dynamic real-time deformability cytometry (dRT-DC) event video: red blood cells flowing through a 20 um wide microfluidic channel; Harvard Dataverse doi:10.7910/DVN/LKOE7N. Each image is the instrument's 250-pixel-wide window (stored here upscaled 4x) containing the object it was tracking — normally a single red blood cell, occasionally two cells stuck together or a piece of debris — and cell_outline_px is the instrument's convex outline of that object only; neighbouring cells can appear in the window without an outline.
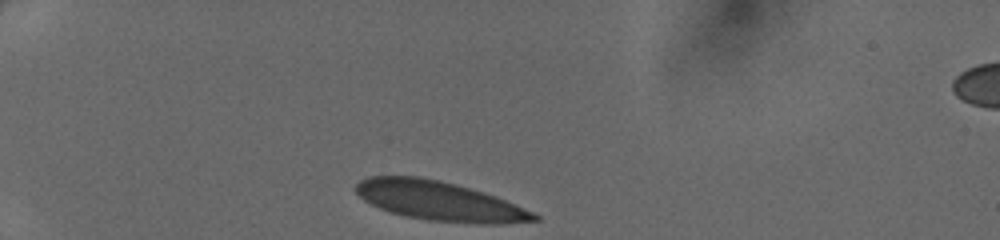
{"species": "human", "species_latin": "Homo sapiens", "temperature_condition": "cold", "stored_images_in_passage": 30, "camera_frame_rate_fps": 3000, "um_per_image_px": 0.085, "donor": {"sex": "female"}, "frame": {"image": 1, "passage_image": 1, "time_ms": 0.0, "image_size_px": [1000, 240], "cell_outline_px": [[540, 220], [500, 224], [476, 224], [428, 220], [408, 216], [392, 212], [380, 208], [364, 200], [352, 188], [360, 180], [368, 176], [420, 176], [440, 180], [468, 188], [504, 200], [532, 212], [540, 216]], "centroid_in_image_um": [37.3, 17.08], "position_along_channel_um": 47.7, "area_um2": 40.34}}
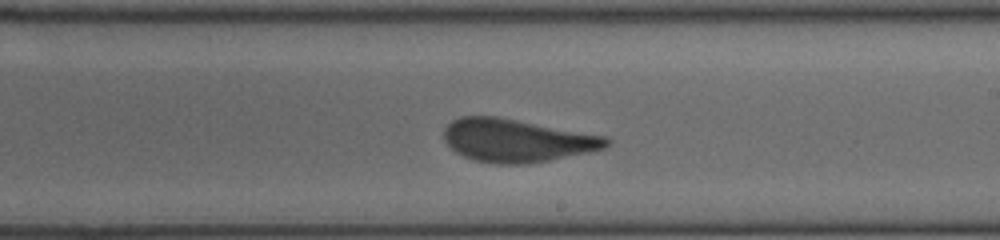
{"frame": {"image": 2, "passage_image": 18, "time_ms": 5.667, "image_size_px": [1000, 240], "cell_outline_px": [[612, 140], [604, 148], [588, 152], [528, 164], [496, 164], [472, 160], [456, 152], [444, 140], [444, 128], [452, 120], [460, 116], [496, 116], [608, 136]], "centroid_in_image_um": [43.92, 11.93], "position_along_channel_um": 245.1, "area_um2": 40.75}}
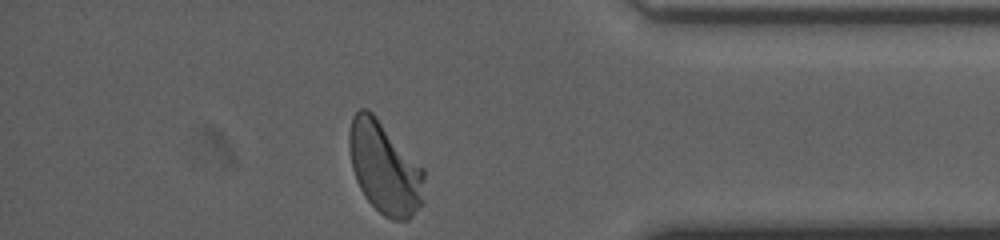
{"frame": {"image": 3, "passage_image": 30, "time_ms": 9.667, "image_size_px": [1000, 240], "cell_outline_px": [[424, 204], [408, 220], [392, 220], [384, 216], [364, 196], [356, 180], [352, 168], [348, 144], [348, 136], [352, 116], [360, 108], [368, 108], [376, 116], [424, 168]], "centroid_in_image_um": [32.7, 14.27], "position_along_channel_um": 402.5, "area_um2": 40.63}}